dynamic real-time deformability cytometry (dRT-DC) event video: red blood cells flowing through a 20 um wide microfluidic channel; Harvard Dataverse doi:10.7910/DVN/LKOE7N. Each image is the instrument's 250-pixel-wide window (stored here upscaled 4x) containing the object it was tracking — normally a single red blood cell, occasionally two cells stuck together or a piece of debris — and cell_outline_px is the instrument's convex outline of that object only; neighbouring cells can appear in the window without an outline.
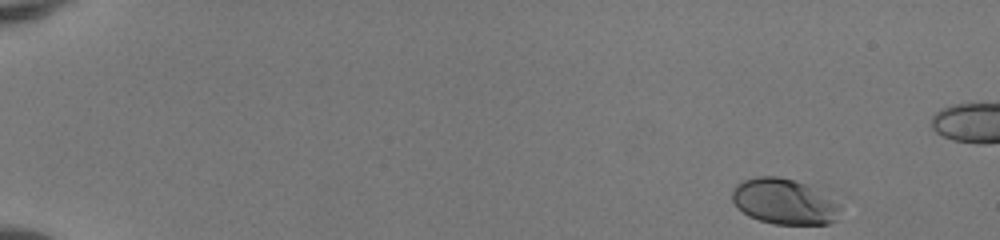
{"species": "human", "species_latin": "Homo sapiens", "temperature_condition": "room temperature", "stored_images_in_passage": 47, "camera_frame_rate_fps": 3000, "um_per_image_px": 0.085, "donor": {"sex": "female"}, "frame": {"image": 1, "passage_image": 1, "time_ms": 0.0, "image_size_px": [1000, 240], "cell_outline_px": [[844, 192], [840, 208], [836, 220], [828, 224], [772, 224], [748, 216], [732, 200], [732, 188], [736, 184], [744, 180], [756, 176], [776, 176], [832, 188]], "centroid_in_image_um": [66.91, 17.07], "position_along_channel_um": 18.1, "area_um2": 30.75}}
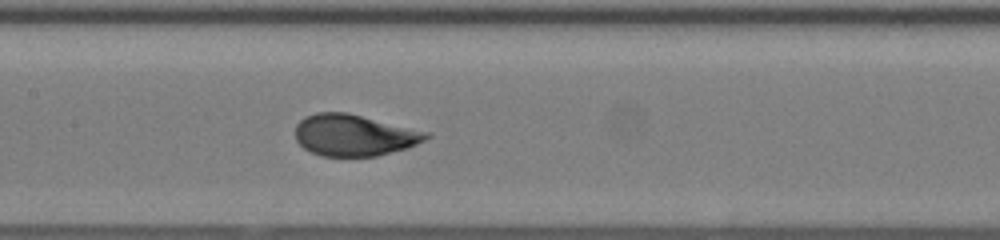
{"frame": {"image": 2, "passage_image": 24, "time_ms": 7.667, "image_size_px": [1000, 240], "cell_outline_px": [[432, 136], [408, 148], [376, 156], [320, 156], [304, 148], [296, 140], [296, 124], [304, 116], [316, 112], [344, 112], [428, 132]], "centroid_in_image_um": [30.07, 11.49], "position_along_channel_um": 177.3, "area_um2": 31.39}}
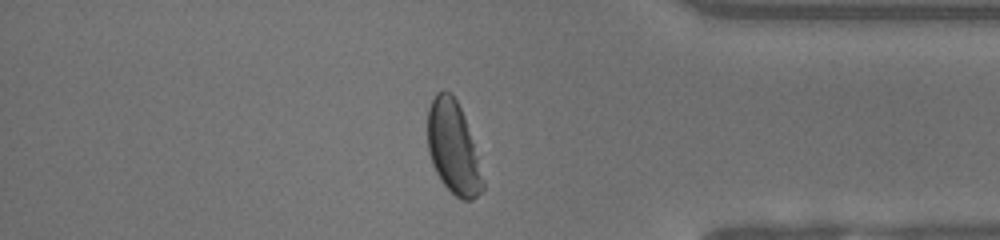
{"frame": {"image": 3, "passage_image": 41, "time_ms": 13.333, "image_size_px": [1000, 240], "cell_outline_px": [[484, 188], [472, 200], [460, 200], [440, 180], [432, 164], [428, 152], [428, 108], [436, 92], [452, 92], [464, 116], [484, 184]], "centroid_in_image_um": [38.48, 12.57], "position_along_channel_um": 396.7, "area_um2": 29.02}}